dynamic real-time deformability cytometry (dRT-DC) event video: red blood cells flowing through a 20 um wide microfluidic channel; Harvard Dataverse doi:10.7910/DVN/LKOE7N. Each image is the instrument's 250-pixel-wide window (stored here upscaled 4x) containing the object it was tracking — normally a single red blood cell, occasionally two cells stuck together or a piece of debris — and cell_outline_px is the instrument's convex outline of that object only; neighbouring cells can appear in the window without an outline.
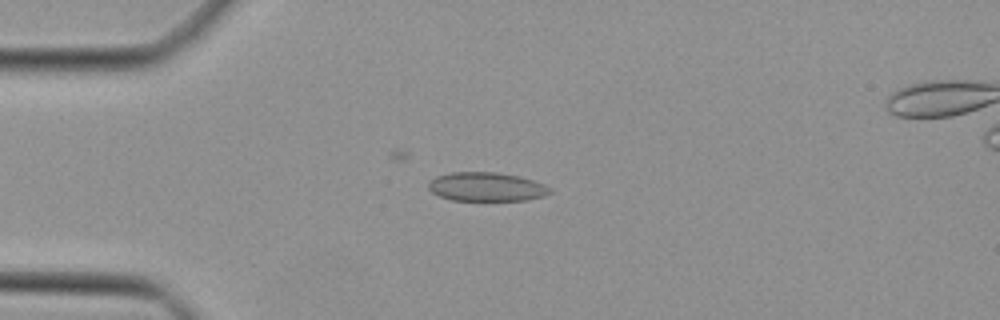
{"species": "Egyptian fruit bat (a non-hibernating species)", "species_latin": "Rousettus aegyptiacus", "temperature_condition": "cold", "stored_images_in_passage": 32, "camera_frame_rate_fps": 3000, "um_per_image_px": 0.085, "animal": {"sex": "female"}, "frame": {"image": 1, "passage_image": 11, "time_ms": 3.333, "image_size_px": [1000, 320], "cell_outline_px": [[552, 192], [544, 196], [528, 200], [452, 200], [440, 196], [432, 192], [428, 188], [428, 184], [436, 176], [448, 172], [496, 172], [520, 176], [544, 184], [552, 188]], "centroid_in_image_um": [41.37, 15.87], "position_along_channel_um": 43.6, "area_um2": 20.52}}
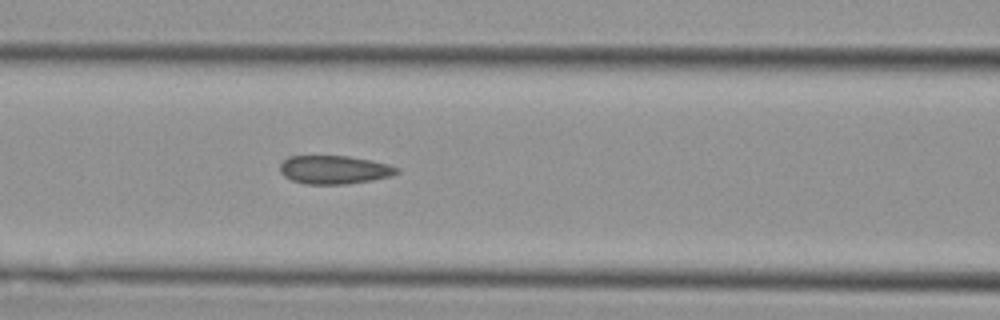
{"frame": {"image": 2, "passage_image": 19, "time_ms": 6.0, "image_size_px": [1000, 320], "cell_outline_px": [[400, 172], [392, 176], [372, 180], [344, 184], [304, 184], [292, 180], [284, 176], [280, 172], [280, 164], [288, 156], [348, 156], [388, 164], [400, 168]], "centroid_in_image_um": [28.42, 14.43], "position_along_channel_um": 138.2, "area_um2": 19.36}}
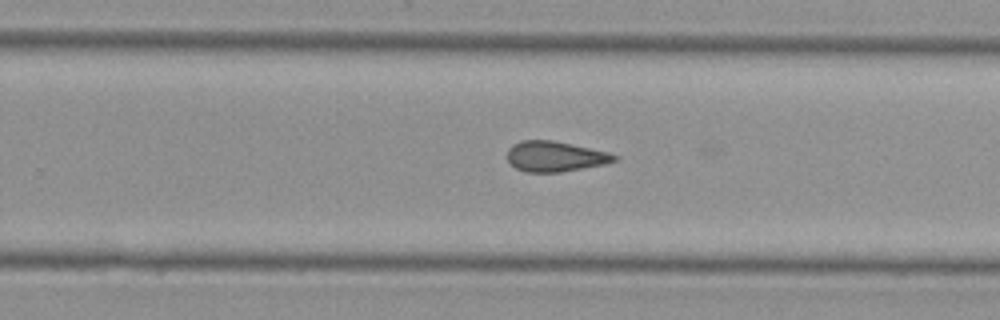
{"frame": {"image": 3, "passage_image": 29, "time_ms": 9.333, "image_size_px": [1000, 320], "cell_outline_px": [[620, 160], [608, 164], [560, 172], [528, 172], [516, 168], [508, 160], [508, 148], [512, 144], [520, 140], [552, 140], [608, 152], [620, 156]], "centroid_in_image_um": [47.24, 13.3], "position_along_channel_um": 282.6, "area_um2": 19.07}}